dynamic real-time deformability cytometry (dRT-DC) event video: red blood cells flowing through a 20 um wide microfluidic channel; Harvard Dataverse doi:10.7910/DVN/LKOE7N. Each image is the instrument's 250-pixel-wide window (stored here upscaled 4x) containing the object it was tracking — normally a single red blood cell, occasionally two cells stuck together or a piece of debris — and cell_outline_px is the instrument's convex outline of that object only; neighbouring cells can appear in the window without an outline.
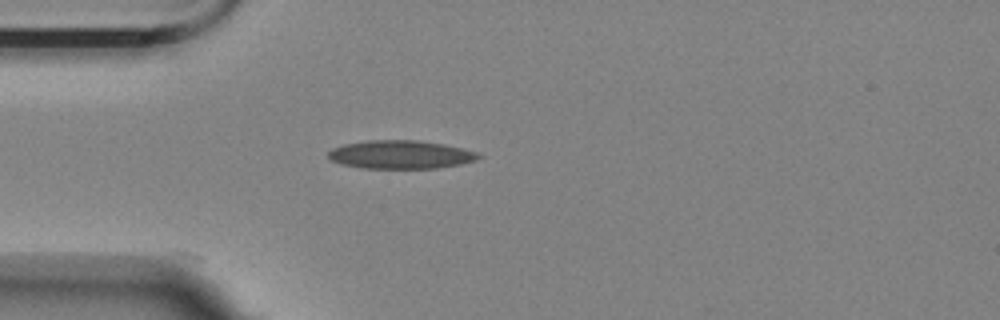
{"species": "Egyptian fruit bat (a non-hibernating species)", "species_latin": "Rousettus aegyptiacus", "temperature_condition": "room temperature", "stored_images_in_passage": 42, "camera_frame_rate_fps": 3000, "um_per_image_px": 0.085, "animal": {"sex": "female"}, "frame": {"image": 1, "passage_image": 1, "time_ms": 0.0, "image_size_px": [1000, 320], "cell_outline_px": [[480, 156], [476, 160], [460, 164], [436, 168], [360, 168], [340, 164], [332, 160], [328, 156], [328, 152], [332, 148], [344, 144], [368, 140], [416, 140], [444, 144], [476, 152]], "centroid_in_image_um": [34.0, 13.14], "position_along_channel_um": 51.0, "area_um2": 24.68}}
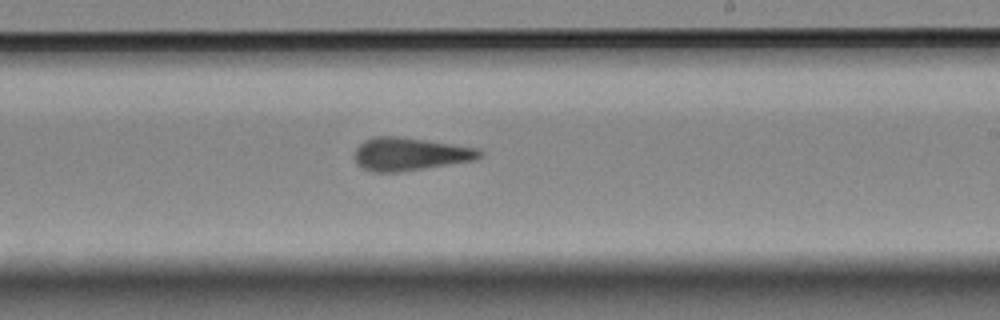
{"frame": {"image": 2, "passage_image": 19, "time_ms": 6.0, "image_size_px": [1000, 320], "cell_outline_px": [[484, 156], [476, 160], [400, 172], [372, 172], [360, 168], [356, 164], [356, 148], [364, 140], [372, 136], [400, 136], [428, 140], [480, 148], [484, 152]], "centroid_in_image_um": [34.88, 13.09], "position_along_channel_um": 254.1, "area_um2": 24.45}}
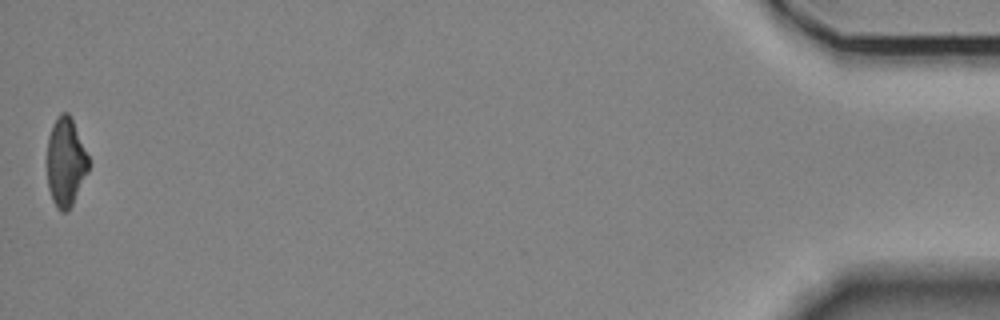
{"frame": {"image": 3, "passage_image": 42, "time_ms": 13.667, "image_size_px": [1000, 320], "cell_outline_px": [[88, 172], [68, 212], [60, 212], [56, 208], [52, 200], [48, 188], [48, 136], [52, 124], [56, 116], [60, 112], [68, 112], [72, 120], [88, 156]], "centroid_in_image_um": [5.57, 13.79], "position_along_channel_um": 429.6, "area_um2": 21.27}, "authors_computed_cell_mechanics": {"area_um2": 23.6113, "velocity_mm_per_s": 3.5098, "shape_relaxation_time_tau1_ms": 6.9983, "shape_relaxation_time_tau2_ms": 2.9116, "deformation_change_tau1": 0.2109, "deformation_change_tau2": 0.1415}}